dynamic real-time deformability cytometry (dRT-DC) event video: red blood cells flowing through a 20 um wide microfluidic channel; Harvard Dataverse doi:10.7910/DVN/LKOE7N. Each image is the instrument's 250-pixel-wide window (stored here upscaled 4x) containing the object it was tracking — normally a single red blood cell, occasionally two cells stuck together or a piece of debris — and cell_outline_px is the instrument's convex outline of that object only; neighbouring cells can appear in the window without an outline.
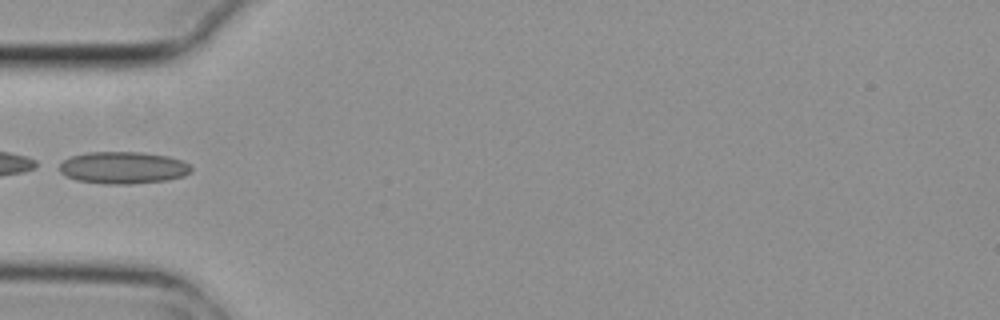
{"species": "common noctule bat (a hibernating species)", "species_latin": "Nyctalus noctula", "temperature_condition": "cold", "stored_images_in_passage": 1, "camera_frame_rate_fps": 3000, "um_per_image_px": 0.085, "animal": {"sex": "female", "body_mass_g": 29.2, "forearm_length_mm": 56.3}, "frame": {"image": 1, "passage_image": 1, "time_ms": 0.0, "image_size_px": [1000, 320], "cell_outline_px": [[192, 172], [184, 176], [168, 180], [132, 184], [104, 184], [76, 180], [64, 176], [60, 172], [60, 164], [64, 160], [72, 156], [88, 152], [140, 152], [168, 156], [180, 160], [188, 164], [192, 168]], "centroid_in_image_um": [10.47, 14.26], "position_along_channel_um": 74.5, "area_um2": 24.74}}